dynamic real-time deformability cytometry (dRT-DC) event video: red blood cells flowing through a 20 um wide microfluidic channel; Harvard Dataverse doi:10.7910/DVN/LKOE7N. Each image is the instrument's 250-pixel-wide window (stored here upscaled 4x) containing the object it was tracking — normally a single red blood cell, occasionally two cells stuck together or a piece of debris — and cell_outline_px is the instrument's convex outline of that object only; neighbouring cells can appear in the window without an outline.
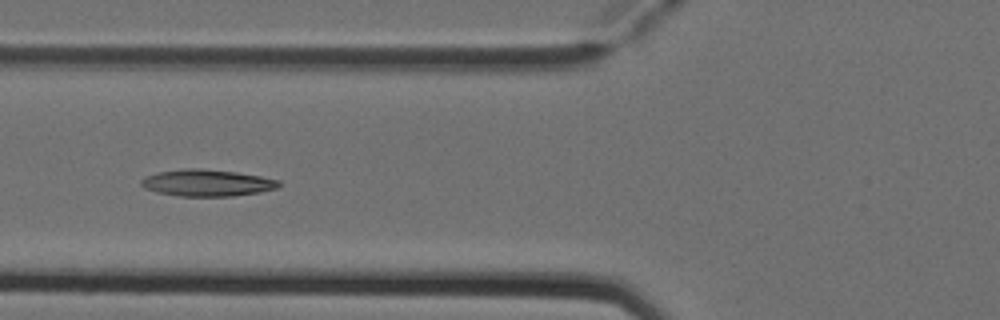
{"species": "Egyptian fruit bat (a non-hibernating species)", "species_latin": "Rousettus aegyptiacus", "temperature_condition": "cold", "stored_images_in_passage": 6, "camera_frame_rate_fps": 3000, "um_per_image_px": 0.085, "animal": {"sex": "female"}, "frame": {"image": 1, "passage_image": 4, "time_ms": 1.0, "image_size_px": [1000, 320], "cell_outline_px": [[280, 184], [276, 188], [260, 192], [232, 196], [180, 196], [156, 192], [144, 188], [140, 184], [140, 180], [144, 176], [156, 172], [184, 168], [200, 168], [236, 172], [260, 176], [280, 180]], "centroid_in_image_um": [17.55, 15.53], "position_along_channel_um": 108.3, "area_um2": 21.56}}
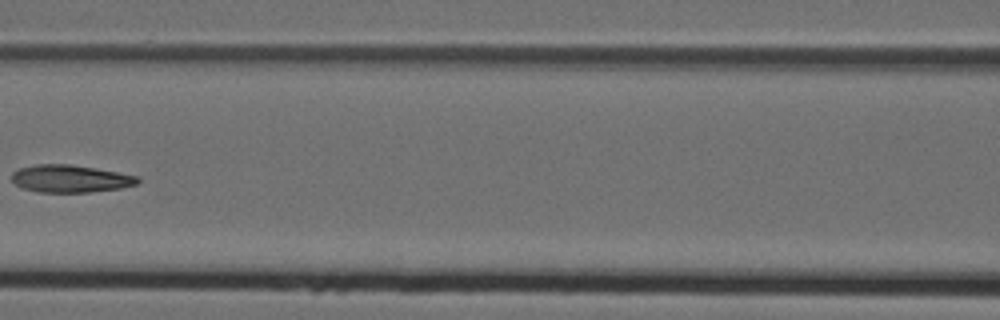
{"frame": {"image": 2, "passage_image": 5, "time_ms": 1.333, "image_size_px": [1000, 320], "cell_outline_px": [[140, 180], [136, 184], [120, 188], [88, 192], [36, 192], [24, 188], [16, 184], [12, 180], [12, 172], [20, 168], [36, 164], [68, 164], [96, 168], [140, 176]], "centroid_in_image_um": [5.99, 15.18], "position_along_channel_um": 160.6, "area_um2": 20.11}}
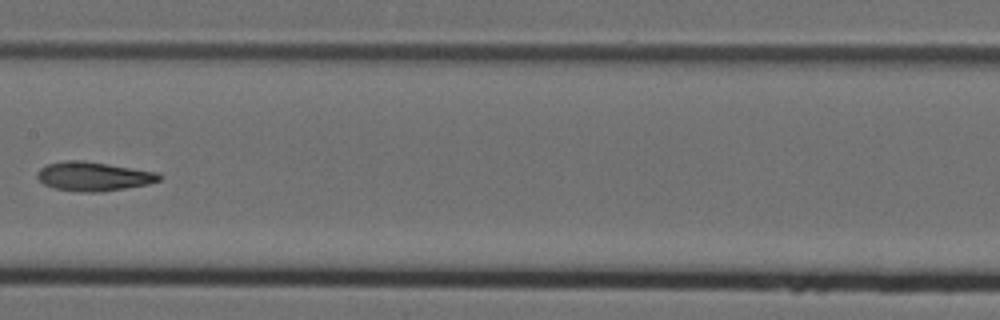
{"frame": {"image": 3, "passage_image": 6, "time_ms": 1.667, "image_size_px": [1000, 320], "cell_outline_px": [[160, 180], [148, 184], [100, 192], [80, 192], [52, 188], [44, 184], [36, 176], [36, 172], [40, 168], [48, 164], [64, 160], [84, 160], [160, 172]], "centroid_in_image_um": [7.93, 14.98], "position_along_channel_um": 199.5, "area_um2": 20.81}}